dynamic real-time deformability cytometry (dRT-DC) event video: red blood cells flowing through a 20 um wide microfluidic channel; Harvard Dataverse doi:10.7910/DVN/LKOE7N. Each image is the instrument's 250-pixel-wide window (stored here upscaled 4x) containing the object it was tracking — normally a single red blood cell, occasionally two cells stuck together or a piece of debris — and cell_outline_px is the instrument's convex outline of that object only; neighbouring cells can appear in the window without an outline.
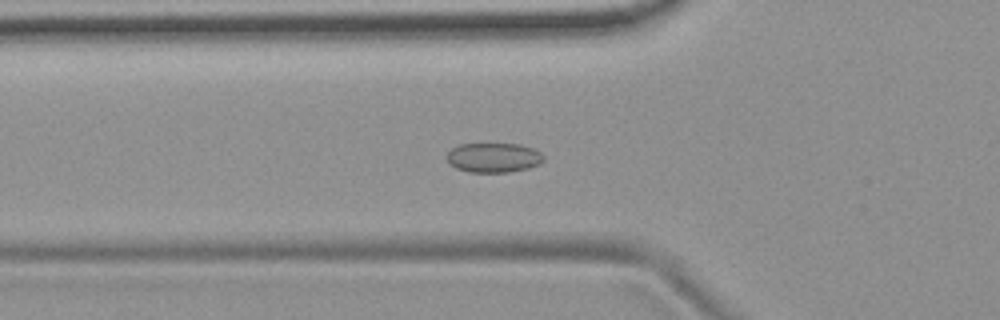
{"species": "common noctule bat (a hibernating species)", "species_latin": "Nyctalus noctula", "temperature_condition": "room temperature", "stored_images_in_passage": 55, "camera_frame_rate_fps": 3000, "um_per_image_px": 0.085, "animal": {"sex": "female", "body_mass_g": 19.9}, "frame": {"image": 1, "passage_image": 20, "time_ms": 6.333, "image_size_px": [1000, 320], "cell_outline_px": [[544, 160], [540, 164], [528, 168], [508, 172], [468, 172], [456, 168], [448, 164], [448, 152], [452, 148], [460, 144], [520, 144], [532, 148], [540, 152], [544, 156]], "centroid_in_image_um": [41.96, 13.4], "position_along_channel_um": 83.8, "area_um2": 16.7}}
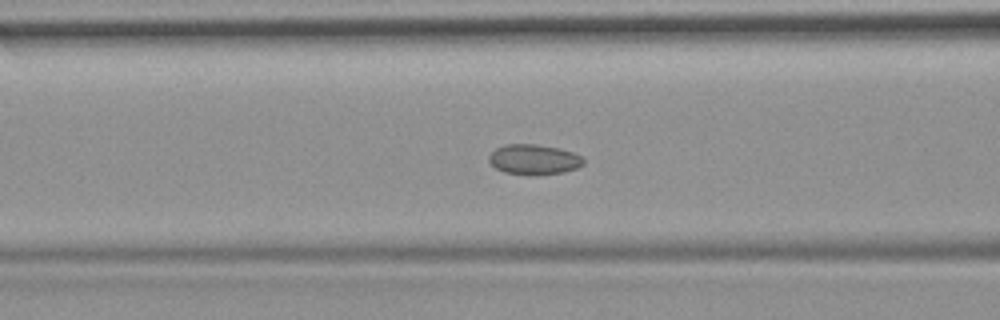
{"frame": {"image": 2, "passage_image": 23, "time_ms": 7.333, "image_size_px": [1000, 320], "cell_outline_px": [[584, 164], [576, 168], [564, 172], [532, 176], [504, 172], [496, 168], [488, 160], [488, 156], [496, 148], [504, 144], [536, 144], [560, 148], [572, 152], [580, 156], [584, 160]], "centroid_in_image_um": [45.37, 13.56], "position_along_channel_um": 121.2, "area_um2": 16.76}}
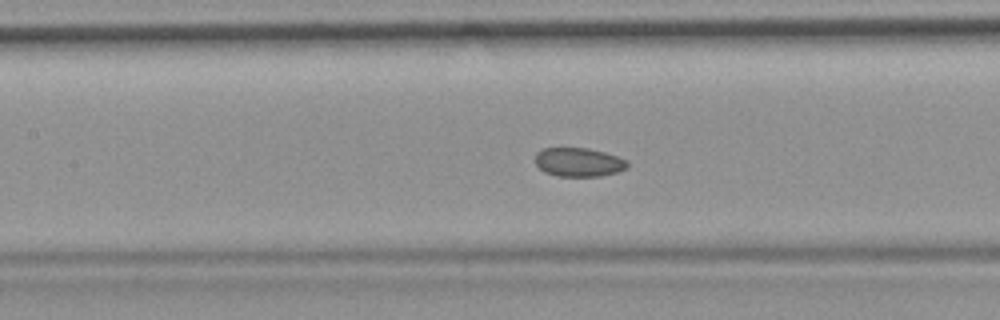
{"frame": {"image": 3, "passage_image": 26, "time_ms": 8.333, "image_size_px": [1000, 320], "cell_outline_px": [[628, 168], [616, 172], [600, 176], [556, 176], [544, 172], [536, 164], [536, 152], [544, 148], [588, 148], [604, 152], [628, 160]], "centroid_in_image_um": [49.19, 13.78], "position_along_channel_um": 158.2, "area_um2": 15.49}, "authors_computed_cell_mechanics": {"area_um2": 16.762, "velocity_mm_per_s": 3.7009, "shape_relaxation_time_tau1_ms": null, "shape_relaxation_time_tau2_ms": 2.2912, "deformation_change_tau1": null, "deformation_change_tau2": 0.0504}}